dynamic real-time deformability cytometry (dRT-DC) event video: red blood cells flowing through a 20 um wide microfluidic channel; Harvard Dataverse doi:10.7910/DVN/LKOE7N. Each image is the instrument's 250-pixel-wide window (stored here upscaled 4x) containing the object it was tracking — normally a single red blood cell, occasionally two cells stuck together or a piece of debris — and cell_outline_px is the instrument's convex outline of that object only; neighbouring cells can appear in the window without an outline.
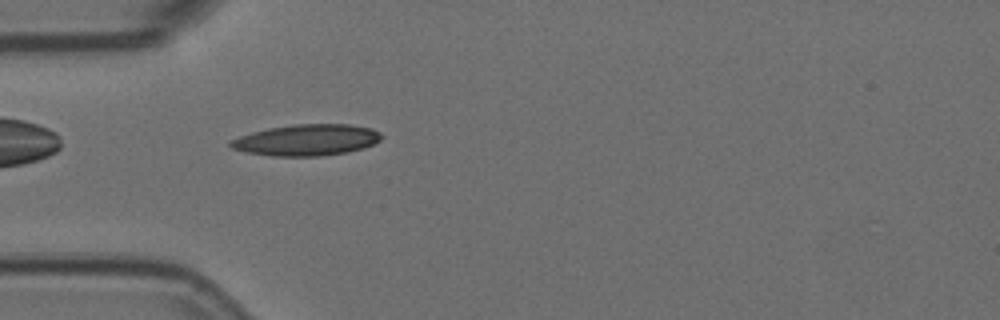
{"species": "Egyptian fruit bat (a non-hibernating species)", "species_latin": "Rousettus aegyptiacus", "temperature_condition": "room temperature", "stored_images_in_passage": 43, "camera_frame_rate_fps": 3000, "um_per_image_px": 0.085, "animal": {"sex": "female"}, "frame": {"image": 1, "passage_image": 3, "time_ms": 0.667, "image_size_px": [1000, 320], "cell_outline_px": [[384, 136], [380, 140], [364, 148], [348, 152], [320, 156], [272, 156], [248, 152], [232, 148], [228, 144], [228, 140], [252, 132], [268, 128], [296, 124], [352, 124], [372, 128], [380, 132]], "centroid_in_image_um": [26.09, 11.89], "position_along_channel_um": 58.9, "area_um2": 27.63}}
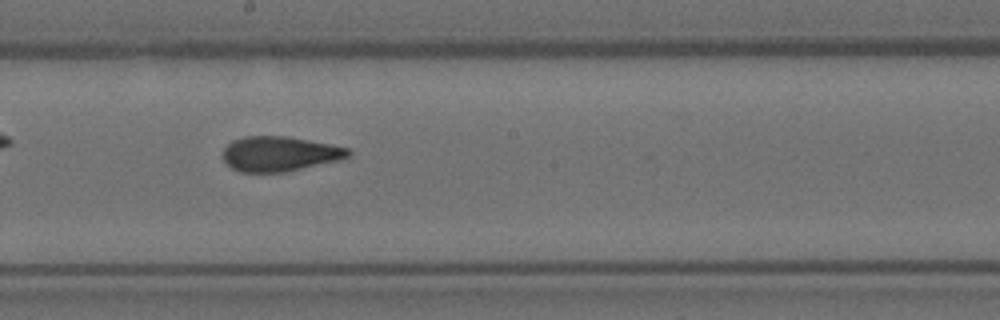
{"frame": {"image": 2, "passage_image": 17, "time_ms": 5.333, "image_size_px": [1000, 320], "cell_outline_px": [[352, 152], [348, 156], [340, 160], [284, 172], [240, 172], [232, 168], [224, 160], [224, 148], [232, 140], [244, 136], [288, 136], [348, 148]], "centroid_in_image_um": [23.75, 13.07], "position_along_channel_um": 224.4, "area_um2": 25.32}}
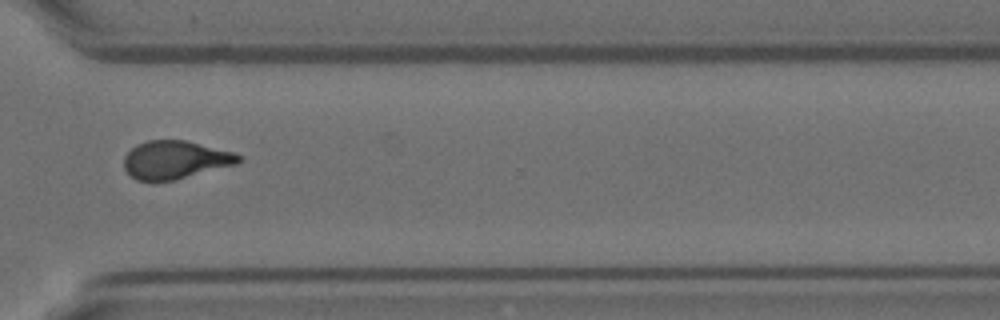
{"frame": {"image": 3, "passage_image": 28, "time_ms": 9.0, "image_size_px": [1000, 320], "cell_outline_px": [[240, 160], [236, 164], [172, 180], [152, 184], [136, 180], [124, 168], [124, 156], [136, 144], [148, 140], [184, 140], [232, 152], [240, 156]], "centroid_in_image_um": [14.81, 13.61], "position_along_channel_um": 355.8, "area_um2": 25.37}}